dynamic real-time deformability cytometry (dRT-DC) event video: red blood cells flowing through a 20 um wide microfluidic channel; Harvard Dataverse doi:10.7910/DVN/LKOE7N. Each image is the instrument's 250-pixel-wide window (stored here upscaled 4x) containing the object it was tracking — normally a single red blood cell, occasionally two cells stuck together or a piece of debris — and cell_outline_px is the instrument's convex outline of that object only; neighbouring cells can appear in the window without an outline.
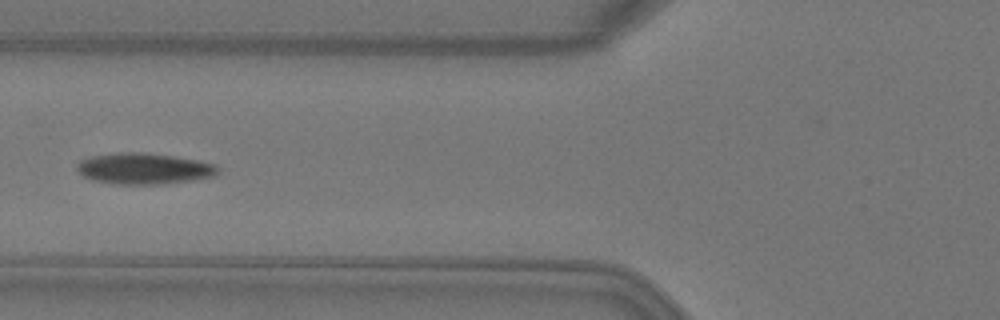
{"species": "Egyptian fruit bat (a non-hibernating species)", "species_latin": "Rousettus aegyptiacus", "temperature_condition": "warm", "stored_images_in_passage": 6, "camera_frame_rate_fps": 3000, "um_per_image_px": 0.085, "animal": {"sex": "female"}, "frame": {"image": 1, "passage_image": 5, "time_ms": 1.333, "image_size_px": [1000, 320], "cell_outline_px": [[220, 172], [216, 176], [192, 180], [164, 184], [116, 184], [92, 180], [84, 176], [76, 168], [76, 164], [80, 160], [92, 156], [120, 152], [140, 152], [172, 156], [196, 160], [216, 164], [220, 168]], "centroid_in_image_um": [12.26, 14.34], "position_along_channel_um": 113.5, "area_um2": 25.61}}